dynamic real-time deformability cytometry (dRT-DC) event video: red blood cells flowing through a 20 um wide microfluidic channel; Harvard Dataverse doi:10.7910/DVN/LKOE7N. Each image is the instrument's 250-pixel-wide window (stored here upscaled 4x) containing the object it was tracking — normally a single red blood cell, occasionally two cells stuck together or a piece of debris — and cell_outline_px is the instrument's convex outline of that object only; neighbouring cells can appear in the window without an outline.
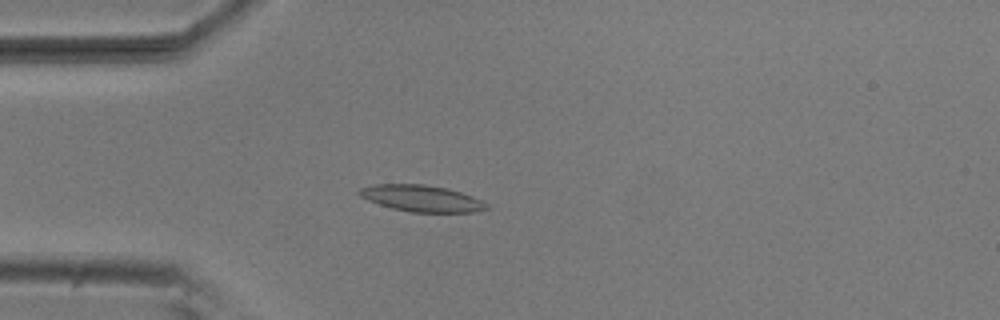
{"species": "common noctule bat (a hibernating species)", "species_latin": "Nyctalus noctula", "temperature_condition": "room temperature", "stored_images_in_passage": 40, "camera_frame_rate_fps": 3000, "um_per_image_px": 0.085, "animal": {"sex": "male", "body_mass_g": 20.5, "forearm_length_mm": 52.5}, "frame": {"image": 1, "passage_image": 1, "time_ms": 0.0, "image_size_px": [1000, 320], "cell_outline_px": [[488, 208], [476, 212], [412, 212], [392, 208], [368, 200], [360, 196], [356, 192], [360, 188], [372, 184], [424, 184], [448, 188], [472, 196], [488, 204]], "centroid_in_image_um": [35.82, 16.85], "position_along_channel_um": 49.2, "area_um2": 19.59}}
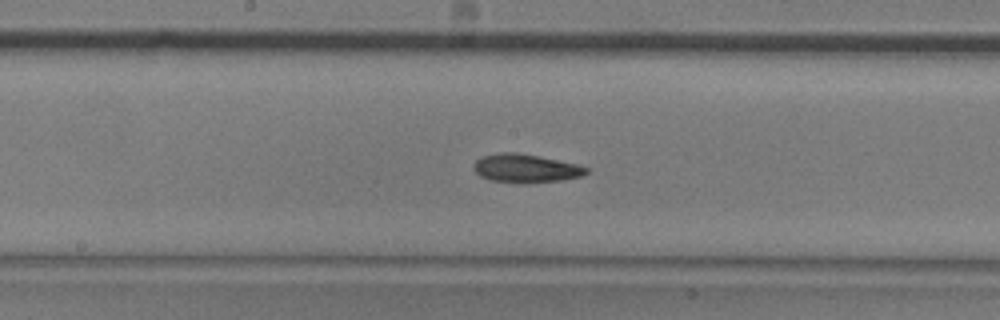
{"frame": {"image": 2, "passage_image": 14, "time_ms": 4.333, "image_size_px": [1000, 320], "cell_outline_px": [[588, 172], [580, 176], [560, 180], [528, 184], [524, 184], [492, 180], [480, 176], [472, 168], [476, 160], [480, 156], [500, 152], [516, 152], [540, 156], [576, 164], [588, 168]], "centroid_in_image_um": [44.64, 14.31], "position_along_channel_um": 203.6, "area_um2": 18.79}}
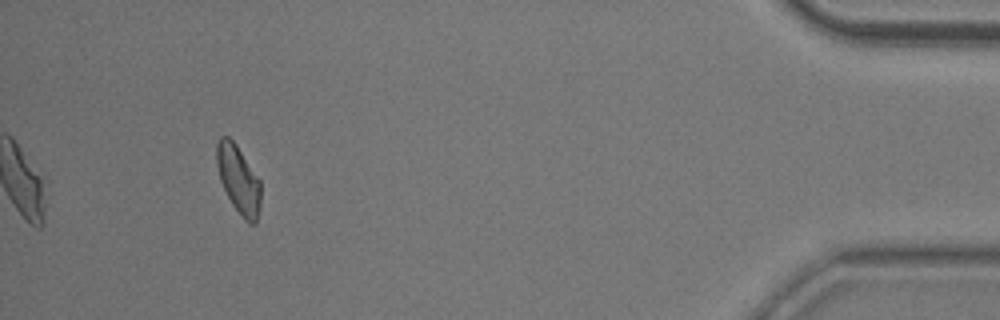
{"frame": {"image": 3, "passage_image": 36, "time_ms": 11.667, "image_size_px": [1000, 320], "cell_outline_px": [[260, 204], [256, 224], [252, 224], [244, 220], [232, 204], [220, 180], [216, 164], [216, 144], [220, 136], [228, 136], [236, 144], [260, 180]], "centroid_in_image_um": [20.26, 15.24], "position_along_channel_um": 414.9, "area_um2": 17.4}, "authors_computed_cell_mechanics": {"area_um2": 17.918, "velocity_mm_per_s": 3.7977, "shape_relaxation_time_tau1_ms": 7.1291, "shape_relaxation_time_tau2_ms": 3.5237, "deformation_change_tau1": 0.1597, "deformation_change_tau2": 0.1036}}